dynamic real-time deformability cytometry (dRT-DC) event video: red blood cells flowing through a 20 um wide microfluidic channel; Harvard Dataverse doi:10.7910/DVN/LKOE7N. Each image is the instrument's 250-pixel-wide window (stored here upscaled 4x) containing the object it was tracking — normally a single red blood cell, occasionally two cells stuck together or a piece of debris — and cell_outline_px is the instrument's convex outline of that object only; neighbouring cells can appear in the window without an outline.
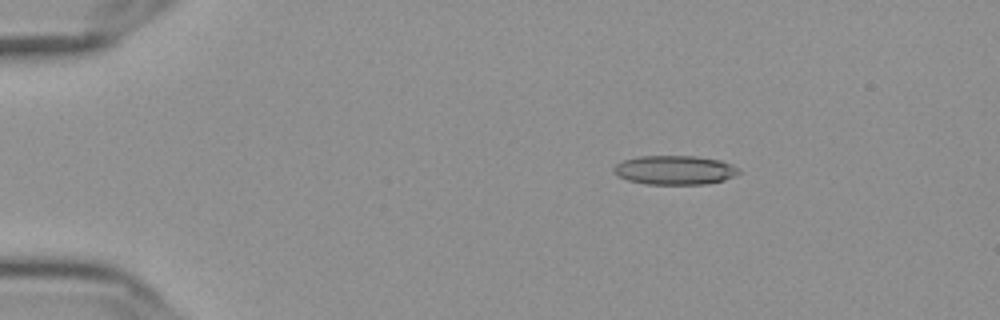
{"species": "Egyptian fruit bat (a non-hibernating species)", "species_latin": "Rousettus aegyptiacus", "temperature_condition": "cold", "stored_images_in_passage": 48, "camera_frame_rate_fps": 3000, "um_per_image_px": 0.085, "frame": {"image": 1, "passage_image": 1, "time_ms": 0.0, "image_size_px": [1000, 320], "cell_outline_px": [[740, 172], [724, 180], [708, 184], [644, 184], [628, 180], [612, 172], [612, 168], [616, 164], [624, 160], [636, 156], [696, 156], [720, 160], [732, 164], [740, 168]], "centroid_in_image_um": [57.35, 14.45], "position_along_channel_um": 27.7, "area_um2": 21.33}}
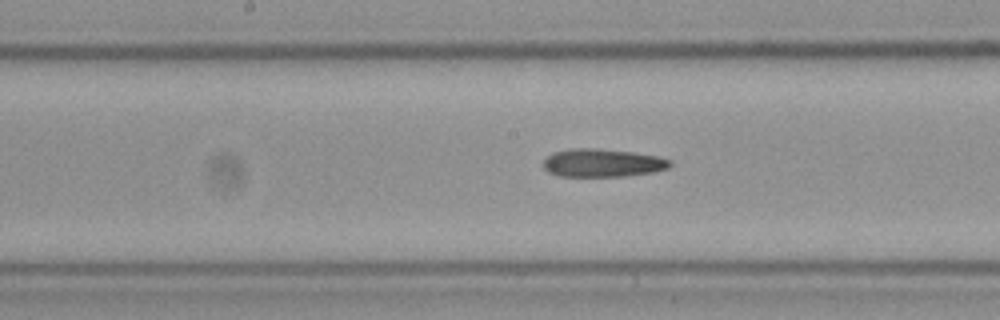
{"frame": {"image": 2, "passage_image": 21, "time_ms": 6.667, "image_size_px": [1000, 320], "cell_outline_px": [[672, 164], [668, 168], [652, 172], [624, 176], [560, 176], [548, 172], [544, 168], [544, 160], [552, 152], [568, 148], [596, 148], [632, 152], [660, 156], [672, 160]], "centroid_in_image_um": [51.22, 13.83], "position_along_channel_um": 197.0, "area_um2": 20.87}}
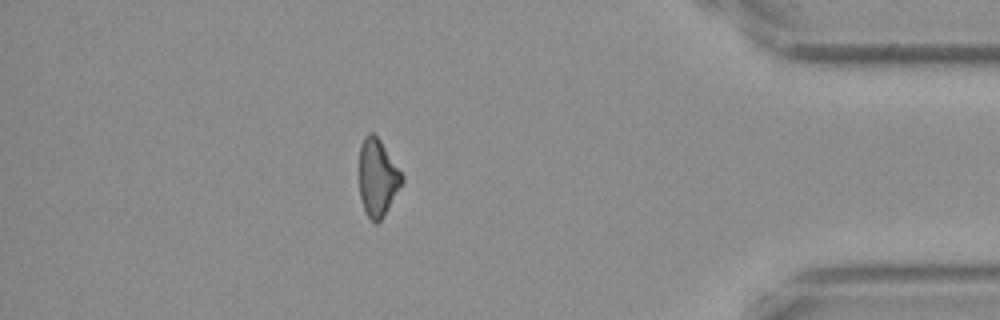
{"frame": {"image": 3, "passage_image": 41, "time_ms": 13.333, "image_size_px": [1000, 320], "cell_outline_px": [[404, 180], [384, 216], [376, 224], [368, 216], [364, 208], [360, 196], [360, 144], [364, 136], [368, 132], [372, 132], [380, 140], [404, 176]], "centroid_in_image_um": [32.1, 15.08], "position_along_channel_um": 403.1, "area_um2": 19.02}}